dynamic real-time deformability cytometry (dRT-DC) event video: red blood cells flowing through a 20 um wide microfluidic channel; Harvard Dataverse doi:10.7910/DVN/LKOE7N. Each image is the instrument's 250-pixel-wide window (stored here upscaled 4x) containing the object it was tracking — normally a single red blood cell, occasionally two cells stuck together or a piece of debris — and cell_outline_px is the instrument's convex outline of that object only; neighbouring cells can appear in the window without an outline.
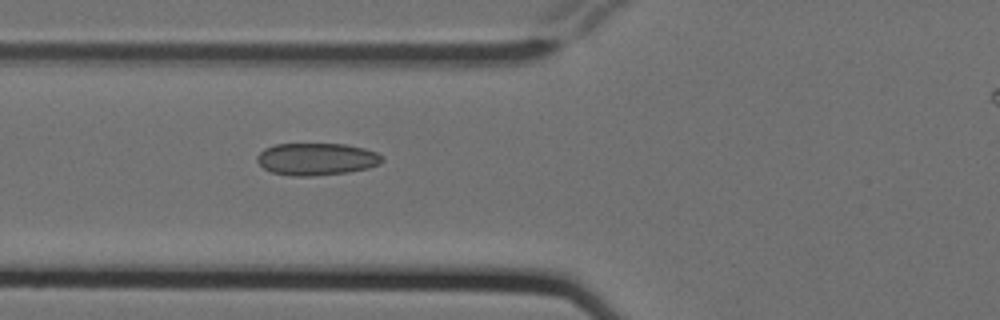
{"species": "Egyptian fruit bat (a non-hibernating species)", "species_latin": "Rousettus aegyptiacus", "temperature_condition": "cold", "stored_images_in_passage": 7, "camera_frame_rate_fps": 3000, "um_per_image_px": 0.085, "animal": {"sex": "female"}, "frame": {"image": 1, "passage_image": 6, "time_ms": 1.667, "image_size_px": [1000, 320], "cell_outline_px": [[384, 160], [380, 164], [368, 168], [348, 172], [312, 176], [292, 176], [272, 172], [264, 168], [256, 160], [256, 156], [264, 148], [276, 144], [344, 144], [364, 148], [376, 152]], "centroid_in_image_um": [26.89, 13.52], "position_along_channel_um": 98.9, "area_um2": 23.47}}